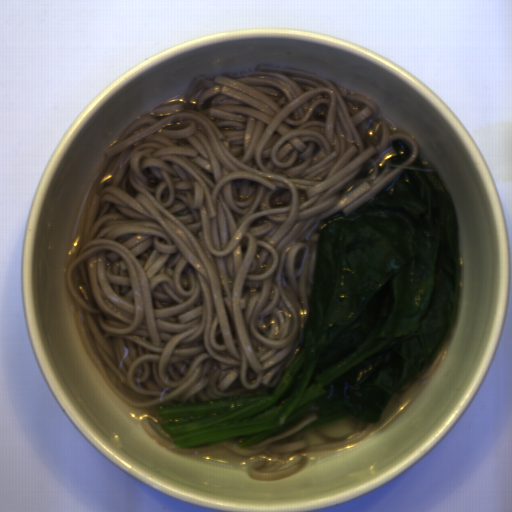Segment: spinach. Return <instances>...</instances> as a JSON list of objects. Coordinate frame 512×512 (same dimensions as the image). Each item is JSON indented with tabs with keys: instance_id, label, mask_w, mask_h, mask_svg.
<instances>
[{
	"instance_id": "1",
	"label": "spinach",
	"mask_w": 512,
	"mask_h": 512,
	"mask_svg": "<svg viewBox=\"0 0 512 512\" xmlns=\"http://www.w3.org/2000/svg\"><path fill=\"white\" fill-rule=\"evenodd\" d=\"M409 167L350 215L320 224L310 323L279 382L165 406L158 424L176 446L243 440L249 450L309 415L316 422L296 435L343 418L379 423L437 357L457 319L459 219L436 168L416 157Z\"/></svg>"
}]
</instances>
